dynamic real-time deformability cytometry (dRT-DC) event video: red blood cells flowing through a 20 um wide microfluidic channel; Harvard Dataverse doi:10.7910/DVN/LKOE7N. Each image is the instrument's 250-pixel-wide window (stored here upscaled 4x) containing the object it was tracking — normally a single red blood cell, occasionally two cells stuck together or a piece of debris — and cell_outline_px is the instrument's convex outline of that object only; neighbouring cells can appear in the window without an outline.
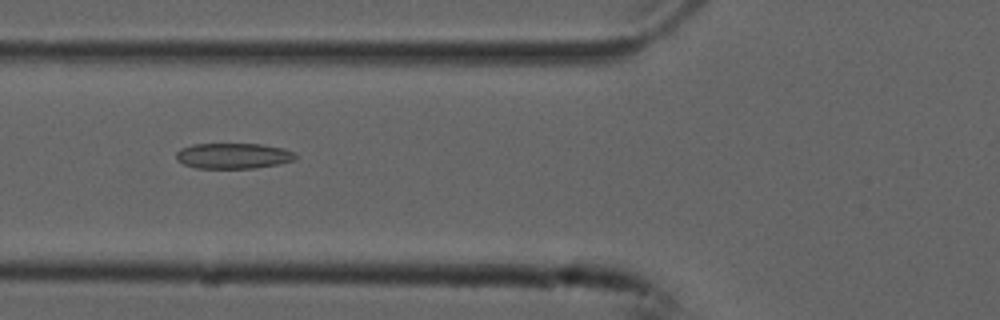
{"species": "common noctule bat (a hibernating species)", "species_latin": "Nyctalus noctula", "temperature_condition": "cold", "stored_images_in_passage": 46, "camera_frame_rate_fps": 3000, "um_per_image_px": 0.085, "animal": {"sex": "male", "forearm_length_mm": 52.5}, "frame": {"image": 1, "passage_image": 12, "time_ms": 3.667, "image_size_px": [1000, 320], "cell_outline_px": [[296, 160], [280, 164], [256, 168], [196, 168], [184, 164], [176, 160], [176, 152], [180, 148], [192, 144], [260, 144], [284, 148], [296, 152]], "centroid_in_image_um": [19.85, 13.25], "position_along_channel_um": 105.9, "area_um2": 18.03}}
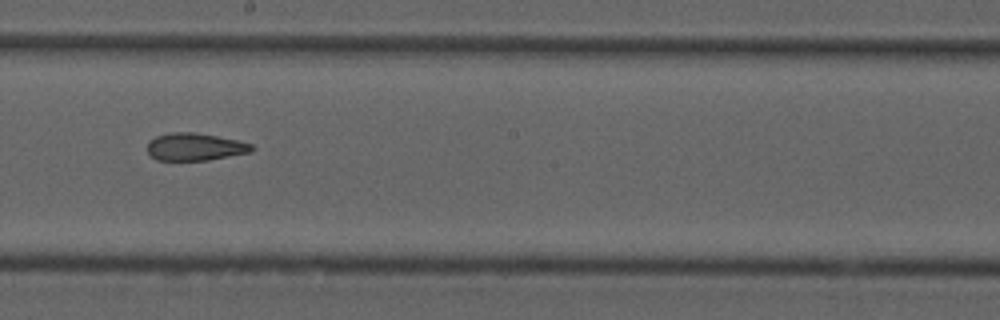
{"frame": {"image": 2, "passage_image": 22, "time_ms": 7.0, "image_size_px": [1000, 320], "cell_outline_px": [[256, 148], [252, 152], [208, 160], [156, 160], [148, 156], [148, 144], [156, 136], [172, 132], [192, 132], [216, 136], [236, 140], [252, 144]], "centroid_in_image_um": [16.58, 12.49], "position_along_channel_um": 231.6, "area_um2": 16.7}}
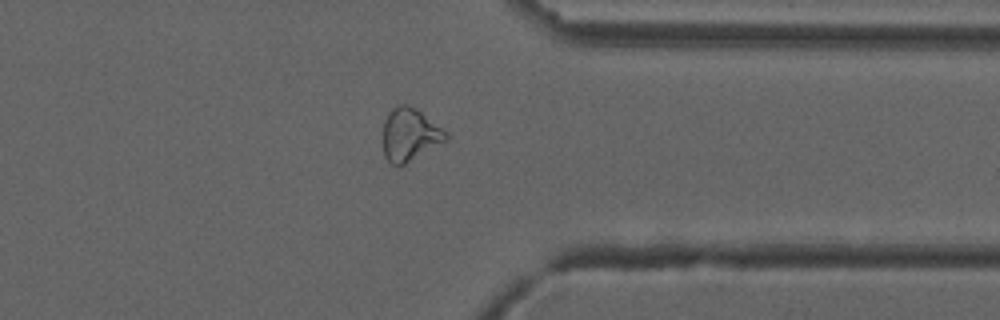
{"frame": {"image": 3, "passage_image": 34, "time_ms": 11.0, "image_size_px": [1000, 320], "cell_outline_px": [[448, 140], [400, 168], [392, 164], [384, 156], [384, 120], [388, 112], [392, 108], [400, 104], [408, 104], [416, 108], [448, 132]], "centroid_in_image_um": [34.85, 11.46], "position_along_channel_um": 376.5, "area_um2": 19.71}, "authors_computed_cell_mechanics": {"area_um2": 19.1607, "velocity_mm_per_s": 3.7617, "shape_relaxation_time_tau1_ms": null, "shape_relaxation_time_tau2_ms": 2.1925, "deformation_change_tau1": null, "deformation_change_tau2": 0.0967}}